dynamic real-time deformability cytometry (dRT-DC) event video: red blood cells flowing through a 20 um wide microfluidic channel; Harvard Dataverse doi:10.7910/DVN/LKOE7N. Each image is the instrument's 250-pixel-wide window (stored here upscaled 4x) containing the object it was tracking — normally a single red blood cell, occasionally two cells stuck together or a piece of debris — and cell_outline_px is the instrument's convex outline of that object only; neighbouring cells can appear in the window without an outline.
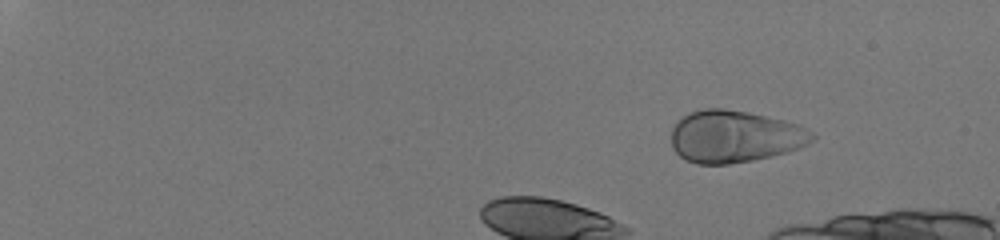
{"species": "human", "species_latin": "Homo sapiens", "temperature_condition": "room temperature", "stored_images_in_passage": 35, "camera_frame_rate_fps": 3000, "um_per_image_px": 0.085, "donor": {"sex": "male"}, "frame": {"image": 1, "passage_image": 1, "time_ms": 0.0, "image_size_px": [1000, 240], "cell_outline_px": [[816, 136], [808, 144], [800, 148], [788, 152], [752, 160], [728, 164], [696, 164], [684, 160], [672, 148], [672, 128], [680, 116], [688, 112], [704, 108], [724, 108], [748, 112], [784, 120], [800, 124]], "centroid_in_image_um": [62.42, 11.59], "position_along_channel_um": 22.6, "area_um2": 43.18}}
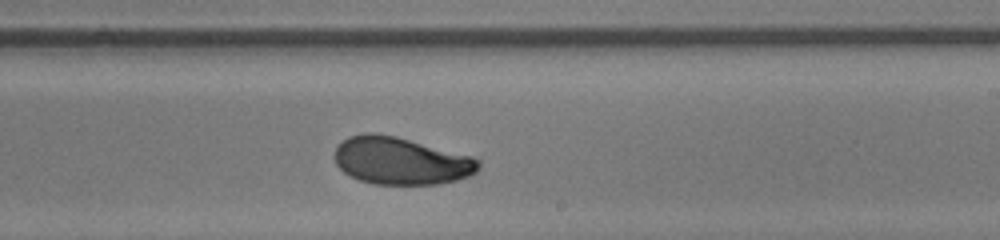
{"frame": {"image": 2, "passage_image": 24, "time_ms": 7.667, "image_size_px": [1000, 240], "cell_outline_px": [[480, 164], [476, 172], [468, 176], [456, 180], [440, 184], [372, 184], [360, 180], [344, 172], [336, 164], [336, 148], [348, 136], [364, 132], [376, 132], [396, 136], [468, 156], [480, 160]], "centroid_in_image_um": [34.04, 13.67], "position_along_channel_um": 255.0, "area_um2": 39.36}}
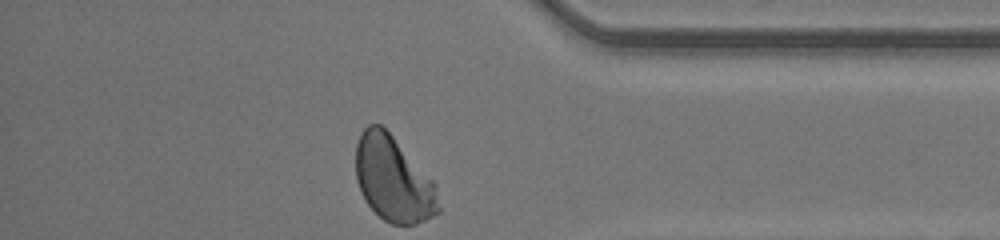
{"frame": {"image": 3, "passage_image": 35, "time_ms": 11.333, "image_size_px": [1000, 240], "cell_outline_px": [[440, 212], [416, 224], [392, 224], [384, 220], [368, 204], [356, 180], [356, 144], [360, 132], [368, 124], [380, 124], [392, 136], [436, 184], [440, 208]], "centroid_in_image_um": [33.43, 15.23], "position_along_channel_um": 401.8, "area_um2": 40.69}, "authors_computed_cell_mechanics": {"area_um2": 40.171, "velocity_mm_per_s": 4.2433, "shape_relaxation_time_tau1_ms": 3.2011, "shape_relaxation_time_tau2_ms": 0.8148, "deformation_change_tau1": 0.1466, "deformation_change_tau2": 0.0485}}